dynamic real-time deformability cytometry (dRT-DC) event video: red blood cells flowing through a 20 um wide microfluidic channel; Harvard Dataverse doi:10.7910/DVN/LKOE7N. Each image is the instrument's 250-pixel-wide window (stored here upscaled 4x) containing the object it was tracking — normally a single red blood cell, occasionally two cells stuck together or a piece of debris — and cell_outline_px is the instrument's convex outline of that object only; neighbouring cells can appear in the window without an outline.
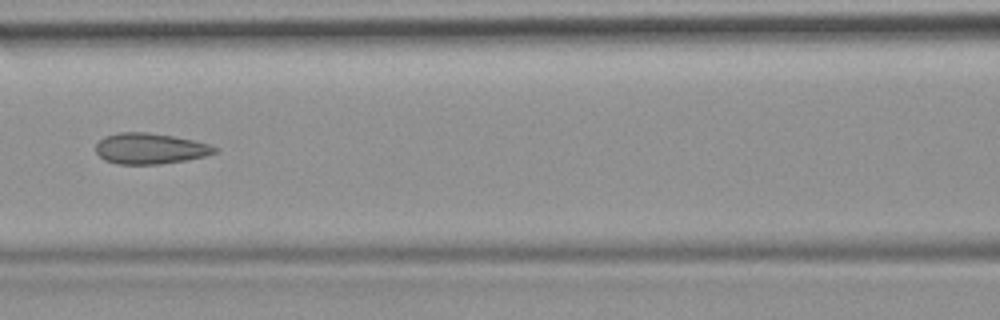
{"species": "common noctule bat (a hibernating species)", "species_latin": "Nyctalus noctula", "temperature_condition": "room temperature", "stored_images_in_passage": 6, "camera_frame_rate_fps": 3000, "um_per_image_px": 0.085, "animal": {"sex": "female", "body_mass_g": 19.9}, "frame": {"image": 1, "passage_image": 6, "time_ms": 5.667, "image_size_px": [1000, 320], "cell_outline_px": [[220, 148], [216, 152], [204, 156], [184, 160], [160, 164], [116, 164], [104, 160], [96, 152], [96, 144], [104, 136], [120, 132], [148, 132], [172, 136], [192, 140], [208, 144]], "centroid_in_image_um": [12.73, 12.62], "position_along_channel_um": 153.9, "area_um2": 21.27}}